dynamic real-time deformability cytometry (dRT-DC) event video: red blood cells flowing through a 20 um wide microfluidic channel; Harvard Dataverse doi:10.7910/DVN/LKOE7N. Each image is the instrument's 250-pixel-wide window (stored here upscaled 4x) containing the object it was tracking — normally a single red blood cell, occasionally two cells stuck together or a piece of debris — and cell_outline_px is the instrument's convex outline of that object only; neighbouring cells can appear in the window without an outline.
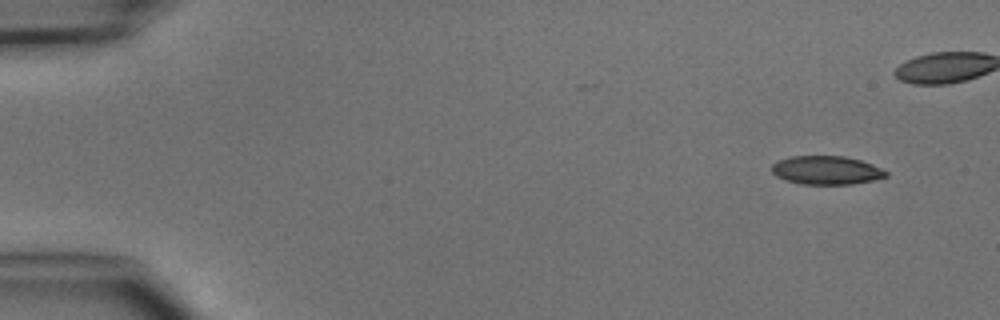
{"species": "common noctule bat (a hibernating species)", "species_latin": "Nyctalus noctula", "temperature_condition": "cold", "stored_images_in_passage": 4, "camera_frame_rate_fps": 3000, "um_per_image_px": 0.085, "animal": {"sex": "male", "body_mass_g": 15.6}, "frame": {"image": 1, "passage_image": 1, "time_ms": 0.0, "image_size_px": [1000, 320], "cell_outline_px": [[888, 176], [872, 180], [852, 184], [804, 184], [788, 180], [776, 176], [772, 172], [772, 164], [780, 160], [792, 156], [844, 156], [860, 160], [872, 164], [888, 172]], "centroid_in_image_um": [70.26, 14.46], "position_along_channel_um": 14.7, "area_um2": 18.79}}